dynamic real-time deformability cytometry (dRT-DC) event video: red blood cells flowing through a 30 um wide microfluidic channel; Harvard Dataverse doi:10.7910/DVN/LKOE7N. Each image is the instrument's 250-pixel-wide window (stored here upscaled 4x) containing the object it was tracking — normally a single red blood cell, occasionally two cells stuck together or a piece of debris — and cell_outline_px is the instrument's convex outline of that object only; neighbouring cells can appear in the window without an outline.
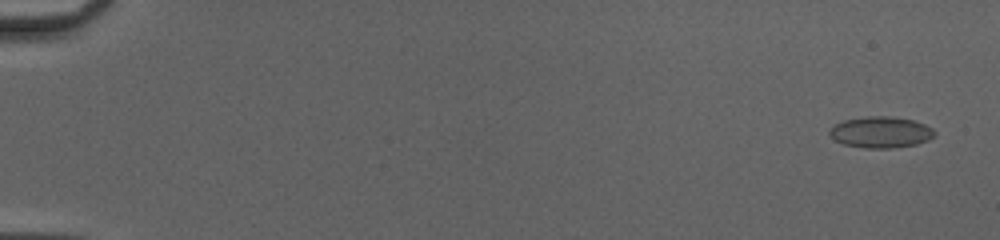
{"species": "common noctule bat (a hibernating species)", "species_latin": "Nyctalus noctula", "temperature_condition": "cold", "stored_images_in_passage": 51, "camera_frame_rate_fps": 3000, "um_per_image_px": 0.085, "animal": {"sex": "female", "body_mass_g": 20.0, "forearm_length_mm": 54.0}, "frame": {"image": 1, "passage_image": 3, "time_ms": 0.667, "image_size_px": [1000, 240], "cell_outline_px": [[936, 136], [928, 140], [916, 144], [892, 148], [864, 148], [844, 144], [836, 140], [828, 132], [836, 124], [844, 120], [868, 116], [892, 116], [912, 120], [924, 124], [932, 128], [936, 132]], "centroid_in_image_um": [74.91, 11.24], "position_along_channel_um": 10.1, "area_um2": 19.02}}
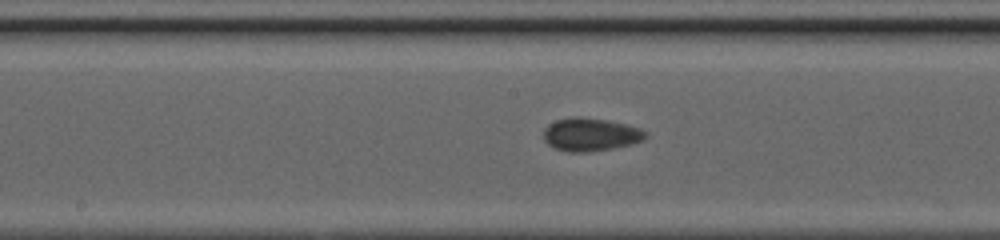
{"frame": {"image": 2, "passage_image": 30, "time_ms": 9.667, "image_size_px": [1000, 240], "cell_outline_px": [[648, 136], [644, 140], [632, 144], [612, 148], [588, 152], [568, 152], [552, 148], [544, 140], [544, 128], [548, 124], [556, 120], [576, 116], [580, 116], [608, 120], [640, 128], [648, 132]], "centroid_in_image_um": [50.19, 11.43], "position_along_channel_um": 198.0, "area_um2": 19.88}}
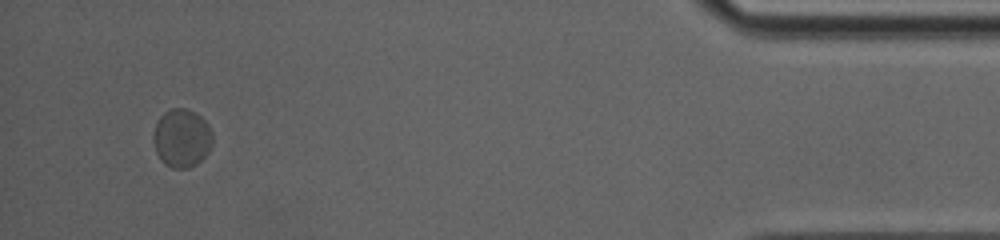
{"frame": {"image": 3, "passage_image": 51, "time_ms": 16.667, "image_size_px": [1000, 240], "cell_outline_px": [[212, 144], [208, 152], [196, 164], [188, 168], [172, 168], [164, 164], [160, 160], [156, 152], [152, 140], [152, 136], [156, 124], [160, 116], [168, 108], [188, 108], [196, 112], [208, 124], [212, 132]], "centroid_in_image_um": [15.43, 11.72], "position_along_channel_um": 419.8, "area_um2": 20.4}, "authors_computed_cell_mechanics": {"area_um2": 18.785, "velocity_mm_per_s": 4.0763, "shape_relaxation_time_tau1_ms": 1.4596, "shape_relaxation_time_tau2_ms": null, "deformation_change_tau1": 0.0256, "deformation_change_tau2": null}}